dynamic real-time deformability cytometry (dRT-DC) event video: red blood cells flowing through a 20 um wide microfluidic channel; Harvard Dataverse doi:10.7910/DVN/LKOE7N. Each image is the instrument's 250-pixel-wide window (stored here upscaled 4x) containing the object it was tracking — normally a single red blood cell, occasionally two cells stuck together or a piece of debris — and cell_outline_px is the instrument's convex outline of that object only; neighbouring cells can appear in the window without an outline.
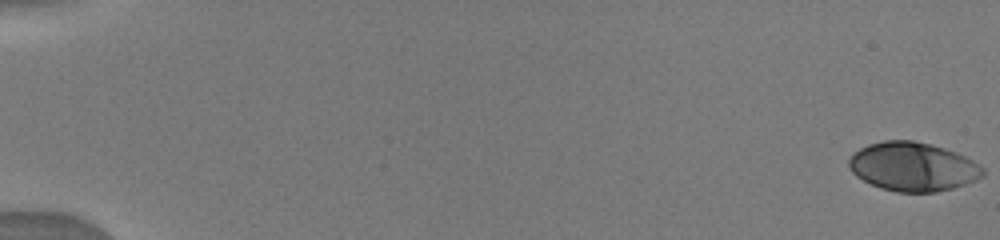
{"species": "human", "species_latin": "Homo sapiens", "temperature_condition": "warm", "stored_images_in_passage": 30, "camera_frame_rate_fps": 3000, "um_per_image_px": 0.085, "donor": {"sex": "male"}, "frame": {"image": 1, "passage_image": 1, "time_ms": 0.0, "image_size_px": [1000, 240], "cell_outline_px": [[984, 176], [976, 180], [952, 188], [936, 192], [896, 192], [880, 188], [856, 176], [848, 168], [848, 160], [860, 148], [868, 144], [884, 140], [912, 140], [944, 148], [956, 152], [972, 160], [984, 168]], "centroid_in_image_um": [77.59, 14.17], "position_along_channel_um": 7.4, "area_um2": 38.03}}
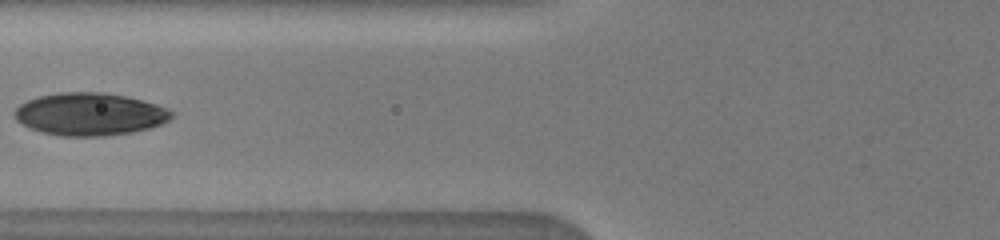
{"frame": {"image": 2, "passage_image": 13, "time_ms": 7.333, "image_size_px": [1000, 240], "cell_outline_px": [[176, 112], [168, 120], [160, 124], [148, 128], [132, 132], [104, 136], [64, 136], [44, 132], [32, 128], [16, 120], [12, 112], [20, 104], [28, 100], [40, 96], [56, 92], [104, 92], [124, 96], [156, 104], [168, 108]], "centroid_in_image_um": [7.63, 9.69], "position_along_channel_um": 118.2, "area_um2": 38.78}}
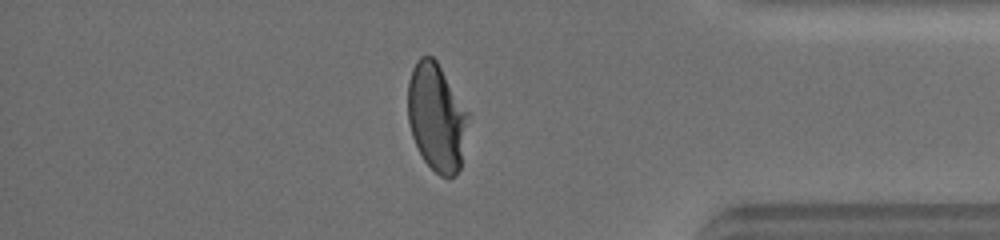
{"frame": {"image": 3, "passage_image": 26, "time_ms": 14.667, "image_size_px": [1000, 240], "cell_outline_px": [[468, 116], [460, 168], [456, 176], [448, 180], [440, 176], [424, 160], [412, 136], [408, 120], [408, 80], [412, 68], [416, 60], [420, 56], [432, 56], [436, 60], [468, 112]], "centroid_in_image_um": [37.09, 9.98], "position_along_channel_um": 398.1, "area_um2": 37.63}}